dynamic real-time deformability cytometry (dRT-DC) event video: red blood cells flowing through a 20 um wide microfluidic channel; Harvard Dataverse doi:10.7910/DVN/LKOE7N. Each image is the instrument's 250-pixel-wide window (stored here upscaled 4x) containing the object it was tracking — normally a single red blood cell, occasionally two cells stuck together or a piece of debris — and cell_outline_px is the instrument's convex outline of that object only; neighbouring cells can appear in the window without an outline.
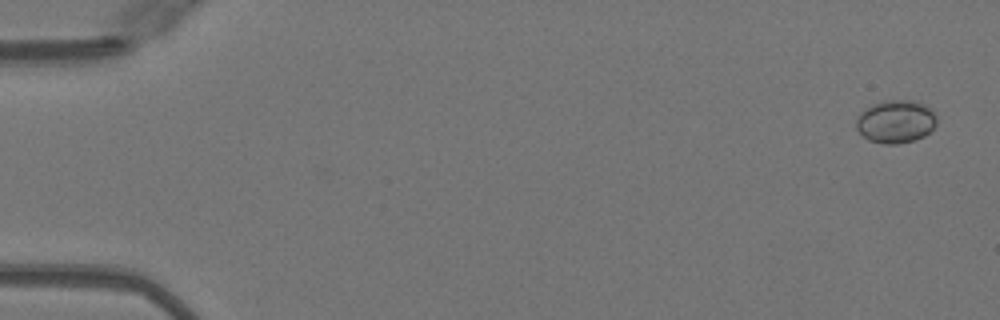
{"species": "Egyptian fruit bat (a non-hibernating species)", "species_latin": "Rousettus aegyptiacus", "temperature_condition": "warm", "stored_images_in_passage": 41, "camera_frame_rate_fps": 3000, "um_per_image_px": 0.085, "animal": {"sex": "female"}, "frame": {"image": 1, "passage_image": 2, "time_ms": 0.333, "image_size_px": [1000, 320], "cell_outline_px": [[936, 124], [924, 136], [912, 140], [896, 144], [884, 144], [868, 140], [856, 128], [856, 116], [860, 112], [872, 104], [884, 100], [916, 100], [932, 108], [936, 112]], "centroid_in_image_um": [76.14, 10.3], "position_along_channel_um": 8.9, "area_um2": 20.35}}
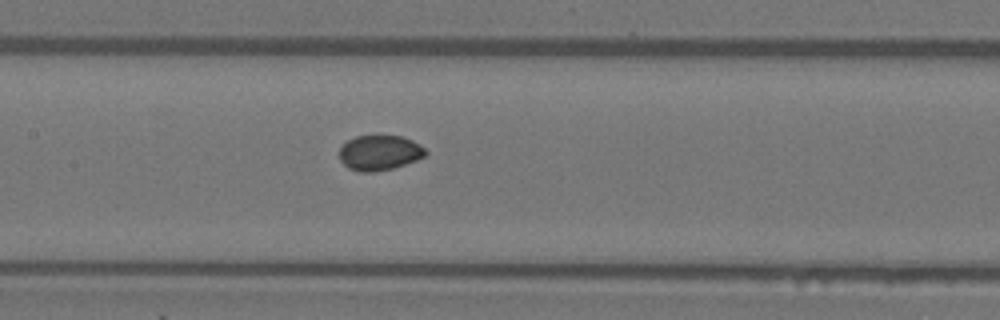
{"frame": {"image": 2, "passage_image": 25, "time_ms": 8.0, "image_size_px": [1000, 320], "cell_outline_px": [[428, 152], [424, 156], [416, 160], [392, 168], [372, 172], [360, 172], [348, 168], [340, 160], [340, 148], [348, 140], [356, 136], [400, 136], [412, 140], [424, 148]], "centroid_in_image_um": [32.25, 12.99], "position_along_channel_um": 175.2, "area_um2": 17.4}}
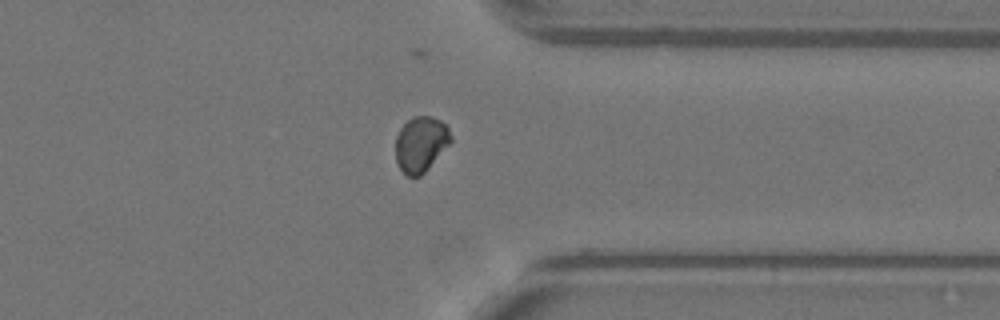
{"frame": {"image": 3, "passage_image": 40, "time_ms": 13.0, "image_size_px": [1000, 320], "cell_outline_px": [[452, 140], [428, 168], [420, 176], [408, 176], [400, 168], [396, 160], [396, 136], [400, 128], [412, 116], [432, 116], [440, 120], [448, 128], [452, 136]], "centroid_in_image_um": [35.76, 12.22], "position_along_channel_um": 375.6, "area_um2": 17.63}}